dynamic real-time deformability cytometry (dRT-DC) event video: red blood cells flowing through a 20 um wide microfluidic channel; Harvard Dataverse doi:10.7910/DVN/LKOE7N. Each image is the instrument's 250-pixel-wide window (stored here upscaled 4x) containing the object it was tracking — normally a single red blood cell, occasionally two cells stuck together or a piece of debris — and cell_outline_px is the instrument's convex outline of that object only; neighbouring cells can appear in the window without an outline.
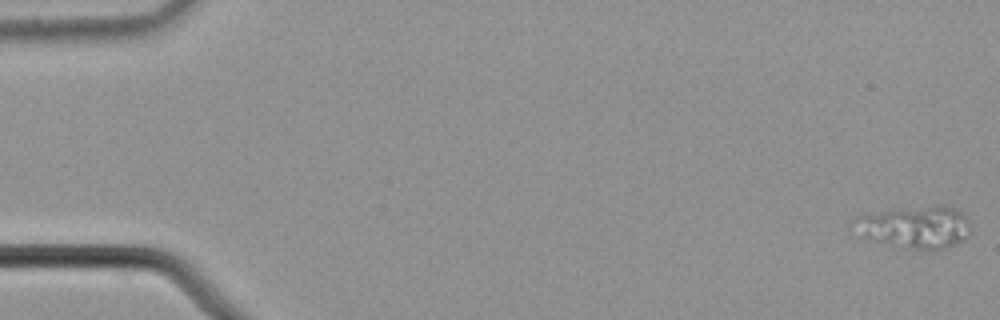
{"species": "common noctule bat (a hibernating species)", "species_latin": "Nyctalus noctula", "temperature_condition": "cold", "stored_images_in_passage": 6, "camera_frame_rate_fps": 3000, "um_per_image_px": 0.085, "animal": {"sex": "male", "body_mass_g": 21.5, "forearm_length_mm": 52.0}, "frame": {"image": 1, "passage_image": 1, "time_ms": 0.0, "image_size_px": [1000, 320], "cell_outline_px": [[968, 236], [964, 240], [936, 252], [924, 252], [876, 240], [864, 236], [848, 228], [848, 224], [852, 220], [860, 216], [880, 212], [940, 204], [944, 204], [960, 212], [968, 220]], "centroid_in_image_um": [77.78, 19.33], "position_along_channel_um": 7.2, "area_um2": 28.73}}
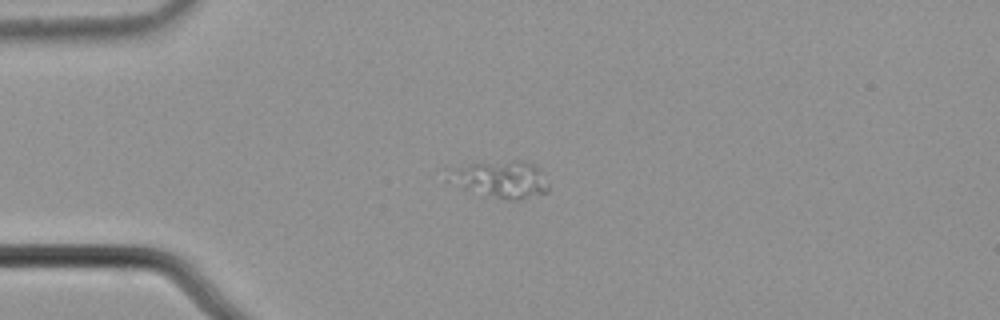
{"frame": {"image": 2, "passage_image": 5, "time_ms": 1.333, "image_size_px": [1000, 320], "cell_outline_px": [[548, 192], [516, 200], [504, 200], [464, 188], [444, 180], [440, 168], [476, 160], [524, 160], [540, 168], [548, 184]], "centroid_in_image_um": [42.36, 15.15], "position_along_channel_um": 42.6, "area_um2": 23.06}}